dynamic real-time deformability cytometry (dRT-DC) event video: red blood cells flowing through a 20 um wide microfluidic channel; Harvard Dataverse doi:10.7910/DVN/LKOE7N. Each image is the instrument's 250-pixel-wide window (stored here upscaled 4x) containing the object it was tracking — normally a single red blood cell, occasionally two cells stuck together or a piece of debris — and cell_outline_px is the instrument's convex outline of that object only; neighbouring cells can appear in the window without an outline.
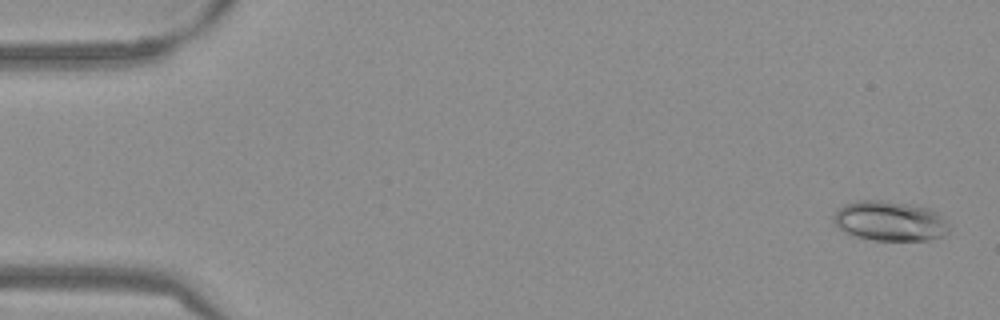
{"species": "Egyptian fruit bat (a non-hibernating species)", "species_latin": "Rousettus aegyptiacus", "temperature_condition": "warm", "stored_images_in_passage": 54, "segment_of_instrument_passage": [1, 2], "camera_frame_rate_fps": 3000, "um_per_image_px": 0.085, "frame": {"image": 1, "passage_image": 2, "time_ms": 0.333, "image_size_px": [1000, 320], "cell_outline_px": [[948, 232], [944, 236], [928, 240], [872, 240], [852, 236], [844, 232], [832, 220], [832, 216], [844, 204], [860, 200], [884, 200], [932, 208], [948, 224]], "centroid_in_image_um": [75.62, 18.79], "position_along_channel_um": 9.4, "area_um2": 26.93}}
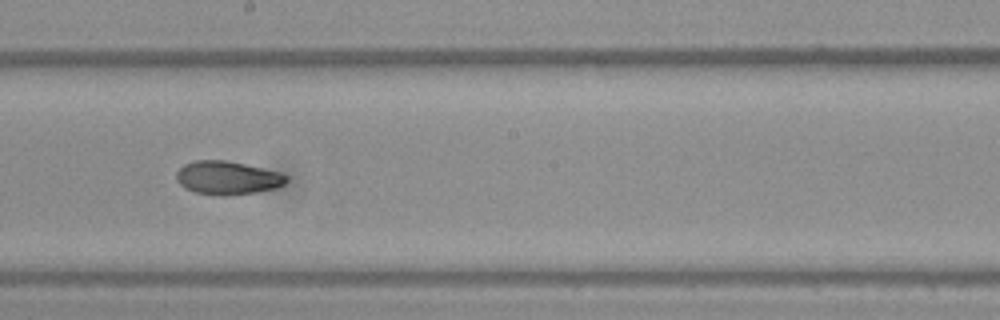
{"frame": {"image": 2, "passage_image": 30, "time_ms": 9.667, "image_size_px": [1000, 320], "cell_outline_px": [[288, 180], [284, 184], [276, 188], [256, 192], [196, 192], [184, 188], [176, 180], [176, 172], [184, 164], [196, 160], [224, 160], [244, 164], [280, 172], [288, 176]], "centroid_in_image_um": [19.34, 15.06], "position_along_channel_um": 228.9, "area_um2": 20.52}}
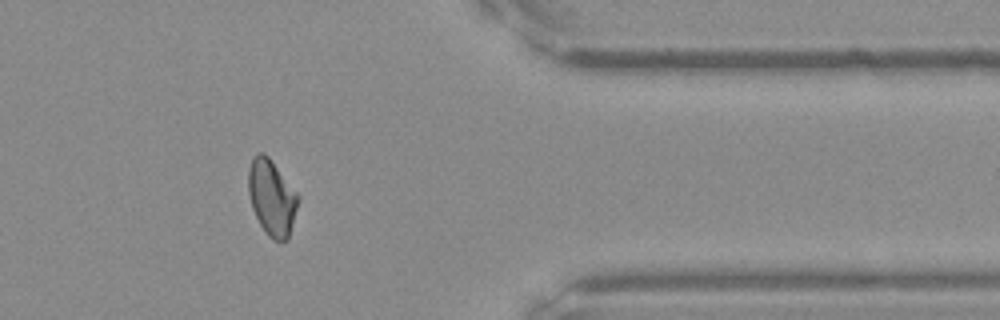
{"frame": {"image": 3, "passage_image": 44, "time_ms": 14.333, "image_size_px": [1000, 320], "cell_outline_px": [[300, 200], [288, 240], [272, 240], [268, 236], [260, 224], [252, 208], [248, 192], [248, 168], [256, 152], [264, 152], [268, 156], [300, 196]], "centroid_in_image_um": [23.11, 16.79], "position_along_channel_um": 388.3, "area_um2": 22.08}}